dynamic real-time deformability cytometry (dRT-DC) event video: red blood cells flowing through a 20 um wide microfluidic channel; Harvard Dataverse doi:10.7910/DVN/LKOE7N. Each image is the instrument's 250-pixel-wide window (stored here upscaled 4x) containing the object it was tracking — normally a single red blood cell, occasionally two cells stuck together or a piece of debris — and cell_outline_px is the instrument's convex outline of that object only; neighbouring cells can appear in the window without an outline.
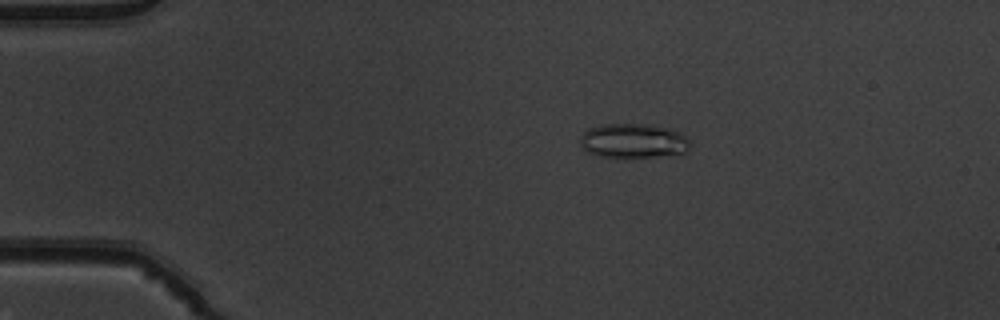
{"species": "common noctule bat (a hibernating species)", "species_latin": "Nyctalus noctula", "temperature_condition": "warm", "stored_images_in_passage": 52, "camera_frame_rate_fps": 3000, "um_per_image_px": 0.085, "animal": {"sex": "male", "body_mass_g": 19.5, "forearm_length_mm": 54.6}, "frame": {"image": 1, "passage_image": 11, "time_ms": 3.333, "image_size_px": [1000, 320], "cell_outline_px": [[688, 152], [652, 156], [600, 156], [588, 152], [580, 144], [580, 140], [584, 132], [588, 128], [600, 124], [644, 124], [672, 128], [684, 136], [688, 140]], "centroid_in_image_um": [53.81, 11.94], "position_along_channel_um": 31.2, "area_um2": 21.62}}
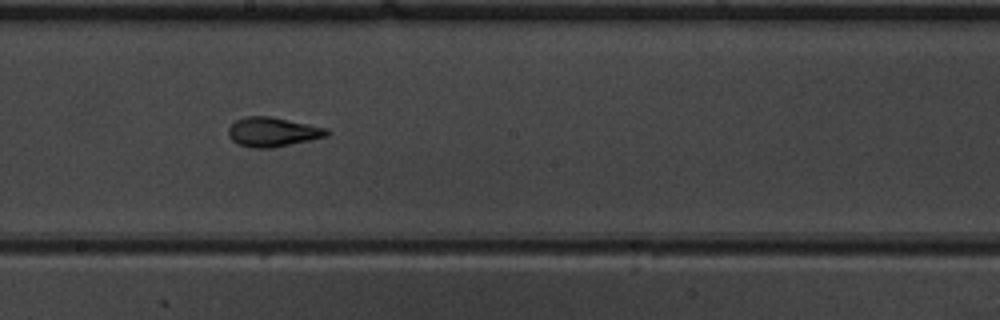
{"frame": {"image": 2, "passage_image": 30, "time_ms": 9.667, "image_size_px": [1000, 320], "cell_outline_px": [[328, 136], [272, 148], [252, 148], [240, 144], [232, 140], [228, 136], [228, 128], [236, 120], [244, 116], [268, 116], [328, 128]], "centroid_in_image_um": [23.15, 11.21], "position_along_channel_um": 225.0, "area_um2": 16.7}}
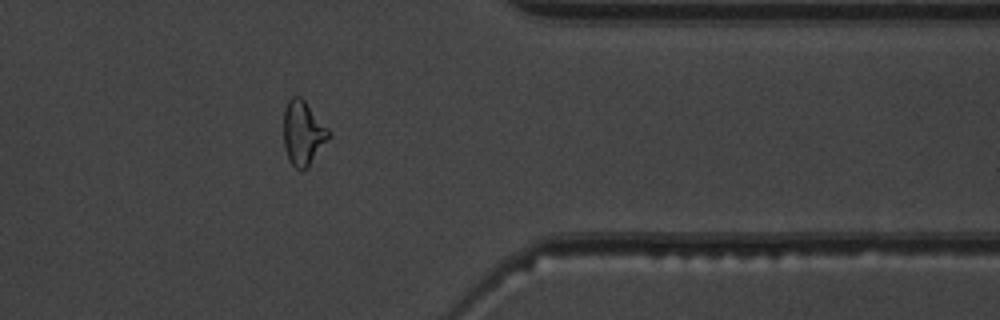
{"frame": {"image": 3, "passage_image": 43, "time_ms": 14.0, "image_size_px": [1000, 320], "cell_outline_px": [[332, 136], [308, 164], [304, 168], [296, 168], [288, 160], [284, 148], [284, 108], [288, 100], [292, 96], [300, 96], [304, 100], [332, 132]], "centroid_in_image_um": [25.76, 11.26], "position_along_channel_um": 385.6, "area_um2": 16.76}, "authors_computed_cell_mechanics": {"area_um2": 17.051, "velocity_mm_per_s": 3.9706, "shape_relaxation_time_tau1_ms": null, "shape_relaxation_time_tau2_ms": 1.7024, "deformation_change_tau1": null, "deformation_change_tau2": 0.1045}}